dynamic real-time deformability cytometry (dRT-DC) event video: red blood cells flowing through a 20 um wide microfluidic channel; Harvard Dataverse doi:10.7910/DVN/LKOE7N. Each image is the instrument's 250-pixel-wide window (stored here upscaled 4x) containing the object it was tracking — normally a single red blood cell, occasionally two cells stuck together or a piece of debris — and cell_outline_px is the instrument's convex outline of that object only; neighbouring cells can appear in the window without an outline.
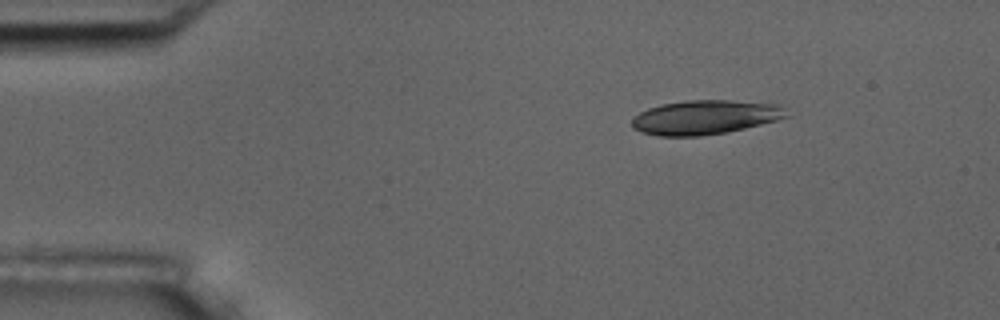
{"species": "common noctule bat (a hibernating species)", "species_latin": "Nyctalus noctula", "temperature_condition": "room temperature", "stored_images_in_passage": 4, "camera_frame_rate_fps": 3000, "um_per_image_px": 0.085, "animal": {"sex": "male", "body_mass_g": 17.5, "forearm_length_mm": 52.3}, "frame": {"image": 1, "passage_image": 2, "time_ms": 2.0, "image_size_px": [1000, 320], "cell_outline_px": [[792, 116], [728, 132], [700, 136], [656, 136], [640, 132], [632, 128], [632, 116], [648, 108], [660, 104], [688, 100], [728, 100], [780, 104]], "centroid_in_image_um": [59.92, 9.97], "position_along_channel_um": 25.1, "area_um2": 31.15}}